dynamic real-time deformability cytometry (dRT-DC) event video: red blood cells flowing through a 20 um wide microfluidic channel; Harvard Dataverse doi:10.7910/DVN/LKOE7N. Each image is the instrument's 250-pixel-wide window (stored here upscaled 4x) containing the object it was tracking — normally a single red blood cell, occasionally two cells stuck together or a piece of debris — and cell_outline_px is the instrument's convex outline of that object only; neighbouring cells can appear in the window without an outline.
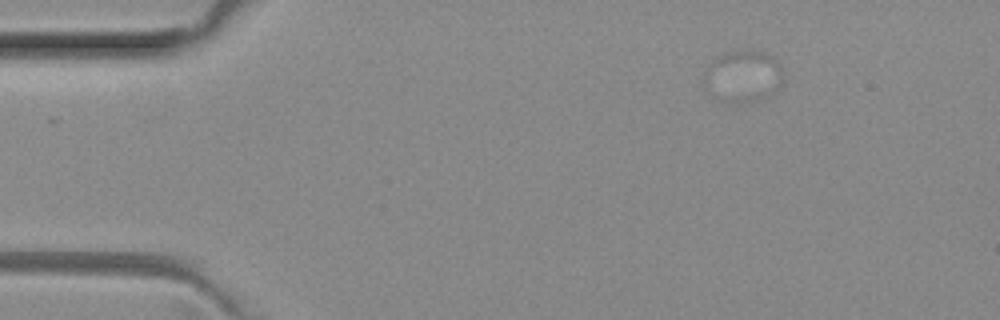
{"species": "common noctule bat (a hibernating species)", "species_latin": "Nyctalus noctula", "temperature_condition": "room temperature", "stored_images_in_passage": 3, "camera_frame_rate_fps": 3000, "um_per_image_px": 0.085, "animal": {"sex": "female", "body_mass_g": 29.2, "forearm_length_mm": 56.3}, "frame": {"image": 1, "passage_image": 3, "time_ms": 0.667, "image_size_px": [1000, 320], "cell_outline_px": [[780, 84], [776, 88], [704, 88], [700, 80], [708, 64], [716, 56], [724, 52], [764, 52], [772, 56], [780, 68]], "centroid_in_image_um": [63.07, 6.06], "position_along_channel_um": 21.9, "area_um2": 18.21}}